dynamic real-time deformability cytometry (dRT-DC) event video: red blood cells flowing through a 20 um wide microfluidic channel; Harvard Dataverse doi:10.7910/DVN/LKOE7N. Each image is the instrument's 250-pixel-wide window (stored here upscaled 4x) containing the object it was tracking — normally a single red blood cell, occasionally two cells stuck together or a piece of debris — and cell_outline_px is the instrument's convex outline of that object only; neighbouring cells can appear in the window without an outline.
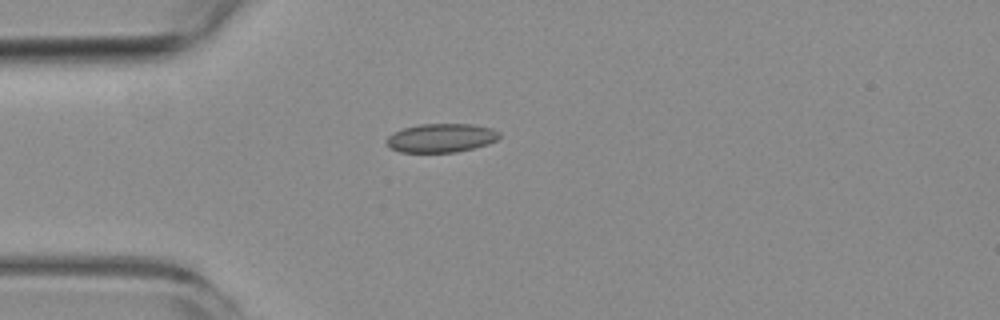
{"species": "common noctule bat (a hibernating species)", "species_latin": "Nyctalus noctula", "temperature_condition": "room temperature", "stored_images_in_passage": 2, "camera_frame_rate_fps": 3000, "um_per_image_px": 0.085, "animal": {"sex": "female", "body_mass_g": 19.3, "forearm_length_mm": 54.1}, "frame": {"image": 1, "passage_image": 1, "time_ms": 0.0, "image_size_px": [1000, 320], "cell_outline_px": [[500, 136], [496, 140], [488, 144], [456, 152], [400, 152], [388, 148], [384, 140], [392, 132], [404, 128], [420, 124], [472, 124], [492, 128], [500, 132]], "centroid_in_image_um": [37.46, 11.72], "position_along_channel_um": 47.5, "area_um2": 19.07}}